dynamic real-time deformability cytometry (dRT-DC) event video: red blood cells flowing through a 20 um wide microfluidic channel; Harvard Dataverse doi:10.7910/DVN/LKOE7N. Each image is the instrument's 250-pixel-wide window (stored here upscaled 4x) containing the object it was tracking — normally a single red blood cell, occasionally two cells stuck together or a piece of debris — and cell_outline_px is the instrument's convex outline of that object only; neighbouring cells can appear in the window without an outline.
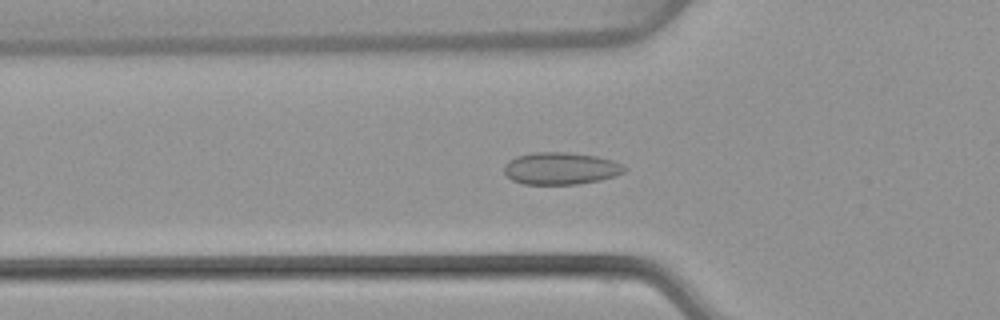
{"species": "common noctule bat (a hibernating species)", "species_latin": "Nyctalus noctula", "temperature_condition": "warm", "stored_images_in_passage": 53, "camera_frame_rate_fps": 3000, "um_per_image_px": 0.085, "animal": {"sex": "female", "body_mass_g": 22.7, "forearm_length_mm": 54.2}, "frame": {"image": 1, "passage_image": 18, "time_ms": 5.667, "image_size_px": [1000, 320], "cell_outline_px": [[628, 168], [624, 172], [600, 180], [576, 184], [524, 184], [512, 180], [504, 172], [504, 164], [508, 160], [516, 156], [536, 152], [568, 152], [596, 156], [612, 160], [624, 164]], "centroid_in_image_um": [47.66, 14.31], "position_along_channel_um": 78.1, "area_um2": 22.6}}
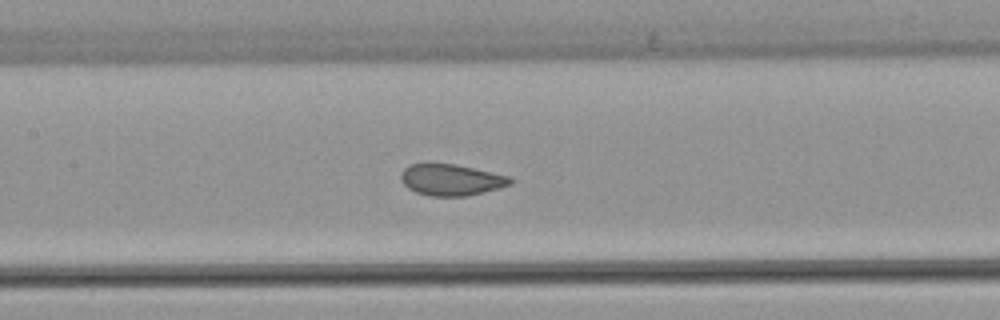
{"frame": {"image": 2, "passage_image": 25, "time_ms": 8.0, "image_size_px": [1000, 320], "cell_outline_px": [[512, 184], [468, 196], [428, 196], [416, 192], [408, 188], [400, 180], [400, 172], [408, 164], [428, 160], [456, 164], [508, 176], [512, 180]], "centroid_in_image_um": [38.24, 15.24], "position_along_channel_um": 169.2, "area_um2": 20.58}}
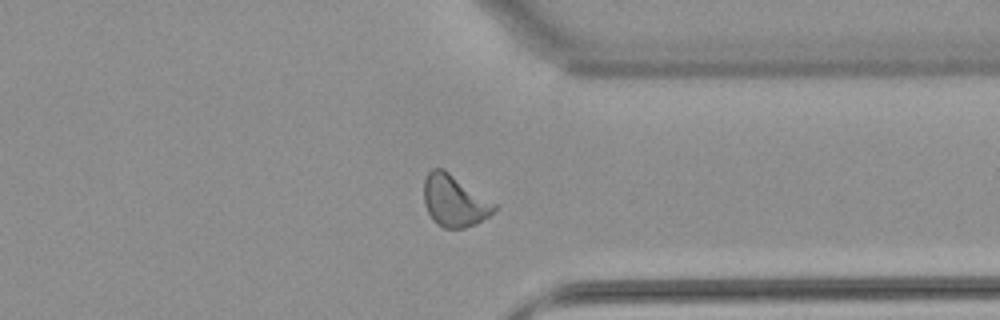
{"frame": {"image": 3, "passage_image": 41, "time_ms": 13.333, "image_size_px": [1000, 320], "cell_outline_px": [[500, 208], [476, 224], [464, 228], [444, 228], [436, 224], [432, 220], [424, 204], [424, 180], [428, 172], [432, 168], [444, 168], [496, 204]], "centroid_in_image_um": [38.62, 17.07], "position_along_channel_um": 372.8, "area_um2": 21.33}, "authors_computed_cell_mechanics": {"area_um2": 21.0392, "velocity_mm_per_s": 3.8733, "shape_relaxation_time_tau1_ms": 6.9083, "shape_relaxation_time_tau2_ms": null, "deformation_change_tau1": 0.1112, "deformation_change_tau2": null}}